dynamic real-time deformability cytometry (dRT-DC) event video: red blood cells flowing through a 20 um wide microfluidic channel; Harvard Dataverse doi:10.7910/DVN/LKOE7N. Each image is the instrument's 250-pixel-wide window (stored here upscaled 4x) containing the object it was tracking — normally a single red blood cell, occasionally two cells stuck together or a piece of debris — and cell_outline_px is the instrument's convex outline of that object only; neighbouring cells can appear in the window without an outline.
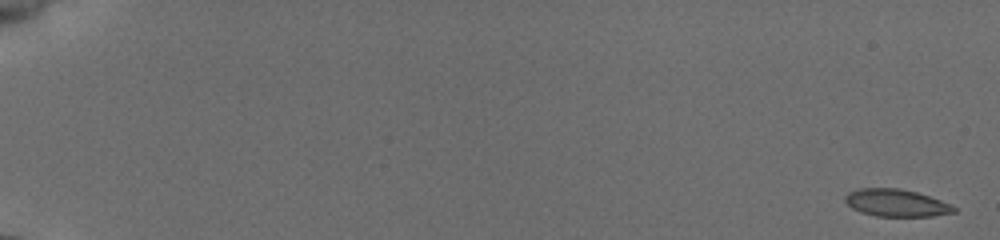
{"species": "common noctule bat (a hibernating species)", "species_latin": "Nyctalus noctula", "temperature_condition": "cold", "stored_images_in_passage": 55, "camera_frame_rate_fps": 3000, "um_per_image_px": 0.085, "animal": {"sex": "female", "body_mass_g": 19.5, "forearm_length_mm": 54.1}, "frame": {"image": 1, "passage_image": 1, "time_ms": 0.0, "image_size_px": [1000, 240], "cell_outline_px": [[956, 212], [932, 216], [876, 216], [860, 212], [852, 208], [844, 200], [844, 196], [848, 192], [860, 188], [900, 188], [916, 192], [940, 200], [956, 208]], "centroid_in_image_um": [76.14, 17.24], "position_along_channel_um": 8.9, "area_um2": 17.22}}
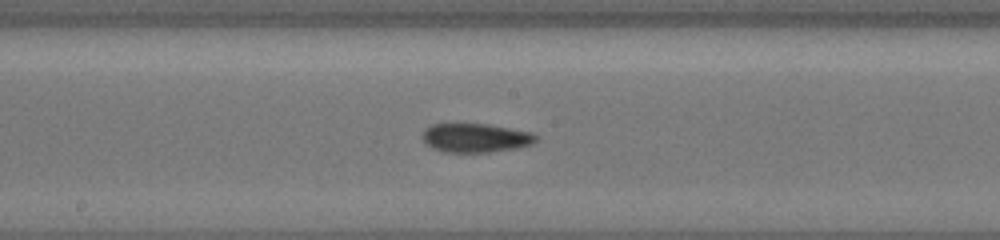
{"frame": {"image": 2, "passage_image": 32, "time_ms": 10.333, "image_size_px": [1000, 240], "cell_outline_px": [[536, 140], [532, 144], [520, 148], [488, 152], [444, 152], [432, 148], [424, 140], [424, 128], [432, 124], [488, 124], [532, 132], [536, 136]], "centroid_in_image_um": [40.45, 11.72], "position_along_channel_um": 207.7, "area_um2": 19.07}}
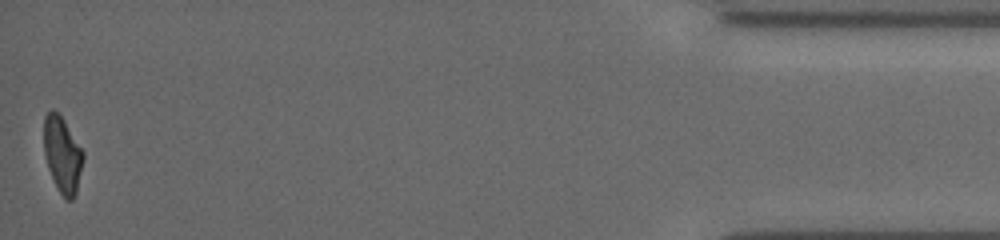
{"frame": {"image": 3, "passage_image": 55, "time_ms": 18.0, "image_size_px": [1000, 240], "cell_outline_px": [[84, 160], [76, 192], [72, 200], [64, 200], [48, 168], [44, 156], [44, 116], [52, 108], [64, 120], [84, 152]], "centroid_in_image_um": [5.31, 13.14], "position_along_channel_um": 429.9, "area_um2": 17.34}, "authors_computed_cell_mechanics": {"area_um2": 18.2648, "velocity_mm_per_s": 3.8786, "shape_relaxation_time_tau1_ms": 6.2199, "shape_relaxation_time_tau2_ms": 5.0587, "deformation_change_tau1": 0.1621, "deformation_change_tau2": 0.0925}}